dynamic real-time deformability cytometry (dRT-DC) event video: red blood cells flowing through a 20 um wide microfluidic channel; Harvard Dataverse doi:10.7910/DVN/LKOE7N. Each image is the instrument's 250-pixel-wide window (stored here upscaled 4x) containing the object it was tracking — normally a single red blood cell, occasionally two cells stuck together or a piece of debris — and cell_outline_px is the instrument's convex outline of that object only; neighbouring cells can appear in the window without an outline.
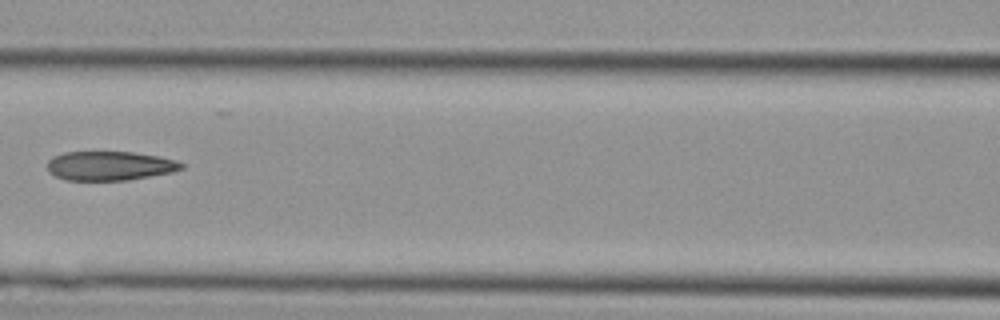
{"species": "Egyptian fruit bat (a non-hibernating species)", "species_latin": "Rousettus aegyptiacus", "temperature_condition": "cold", "stored_images_in_passage": 27, "camera_frame_rate_fps": 3000, "um_per_image_px": 0.085, "animal": {"sex": "female"}, "frame": {"image": 1, "passage_image": 8, "time_ms": 2.333, "image_size_px": [1000, 320], "cell_outline_px": [[184, 168], [172, 172], [128, 180], [64, 180], [48, 172], [48, 160], [52, 156], [64, 152], [132, 152], [160, 156], [176, 160], [184, 164]], "centroid_in_image_um": [9.33, 14.09], "position_along_channel_um": 157.3, "area_um2": 22.89}}
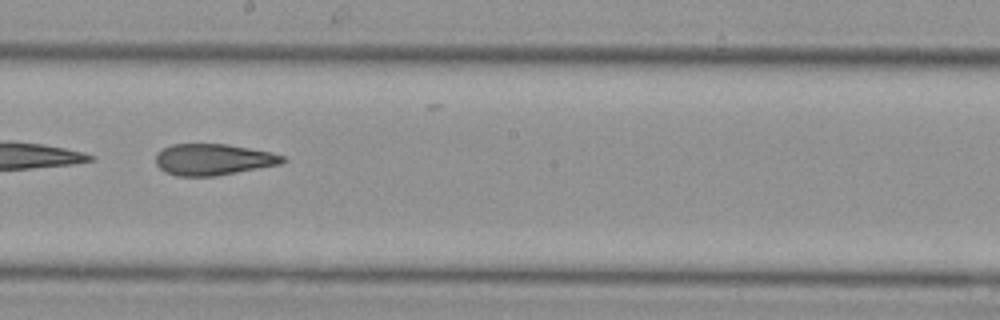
{"frame": {"image": 2, "passage_image": 12, "time_ms": 3.667, "image_size_px": [1000, 320], "cell_outline_px": [[288, 160], [280, 164], [216, 176], [176, 176], [164, 172], [156, 164], [156, 152], [172, 144], [228, 144], [268, 152], [284, 156]], "centroid_in_image_um": [18.09, 13.56], "position_along_channel_um": 230.1, "area_um2": 23.12}}